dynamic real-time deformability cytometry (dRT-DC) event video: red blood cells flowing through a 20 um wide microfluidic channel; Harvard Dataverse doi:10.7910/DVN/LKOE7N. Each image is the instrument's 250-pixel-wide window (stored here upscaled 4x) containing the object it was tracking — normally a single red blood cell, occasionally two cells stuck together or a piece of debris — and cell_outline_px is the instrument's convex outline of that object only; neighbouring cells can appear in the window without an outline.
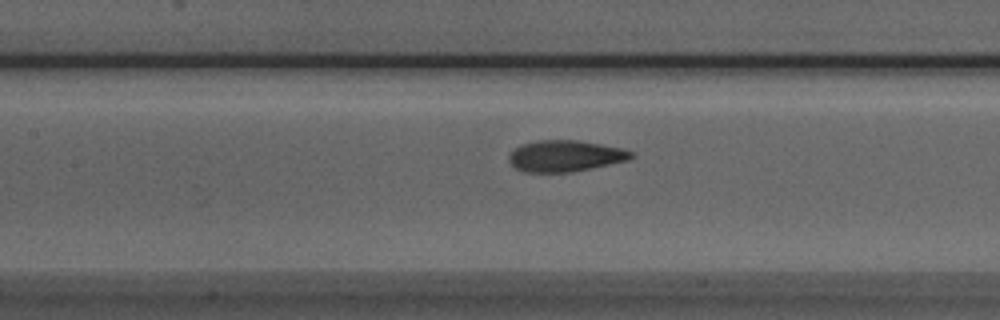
{"species": "Egyptian fruit bat (a non-hibernating species)", "species_latin": "Rousettus aegyptiacus", "temperature_condition": "room temperature", "stored_images_in_passage": 22, "camera_frame_rate_fps": 3000, "um_per_image_px": 0.085, "animal": {"sex": "male"}, "frame": {"image": 1, "passage_image": 10, "time_ms": 3.0, "image_size_px": [1000, 320], "cell_outline_px": [[636, 156], [628, 160], [572, 172], [524, 172], [516, 168], [508, 160], [508, 156], [520, 144], [536, 140], [576, 140], [600, 144], [620, 148], [632, 152]], "centroid_in_image_um": [48.02, 13.25], "position_along_channel_um": 159.4, "area_um2": 22.2}}
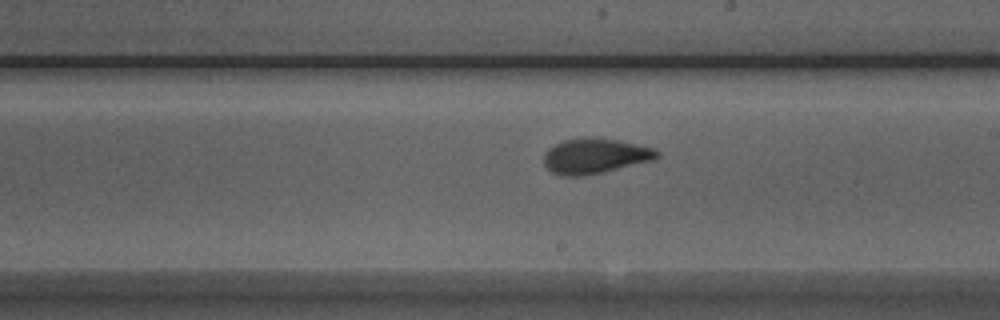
{"frame": {"image": 2, "passage_image": 16, "time_ms": 5.0, "image_size_px": [1000, 320], "cell_outline_px": [[660, 156], [656, 160], [604, 172], [584, 176], [560, 176], [552, 172], [544, 164], [544, 152], [548, 148], [564, 140], [592, 136], [616, 140], [656, 148], [660, 152]], "centroid_in_image_um": [50.61, 13.26], "position_along_channel_um": 238.4, "area_um2": 23.58}}
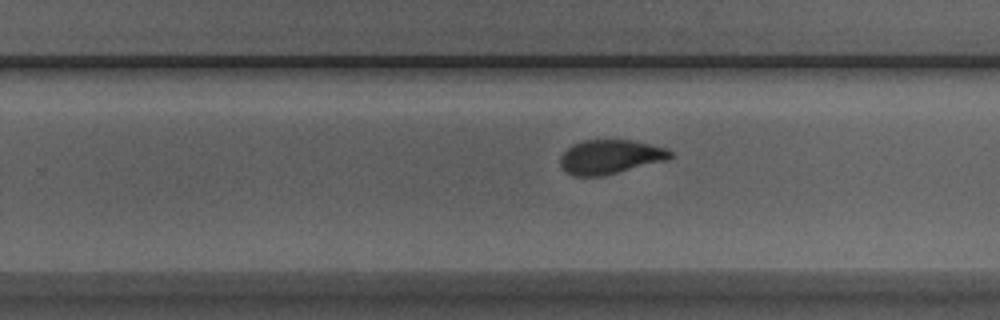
{"frame": {"image": 3, "passage_image": 19, "time_ms": 6.0, "image_size_px": [1000, 320], "cell_outline_px": [[672, 156], [668, 160], [600, 176], [572, 176], [560, 164], [560, 156], [572, 144], [584, 140], [632, 140], [668, 148], [672, 152]], "centroid_in_image_um": [51.88, 13.32], "position_along_channel_um": 277.9, "area_um2": 21.79}}